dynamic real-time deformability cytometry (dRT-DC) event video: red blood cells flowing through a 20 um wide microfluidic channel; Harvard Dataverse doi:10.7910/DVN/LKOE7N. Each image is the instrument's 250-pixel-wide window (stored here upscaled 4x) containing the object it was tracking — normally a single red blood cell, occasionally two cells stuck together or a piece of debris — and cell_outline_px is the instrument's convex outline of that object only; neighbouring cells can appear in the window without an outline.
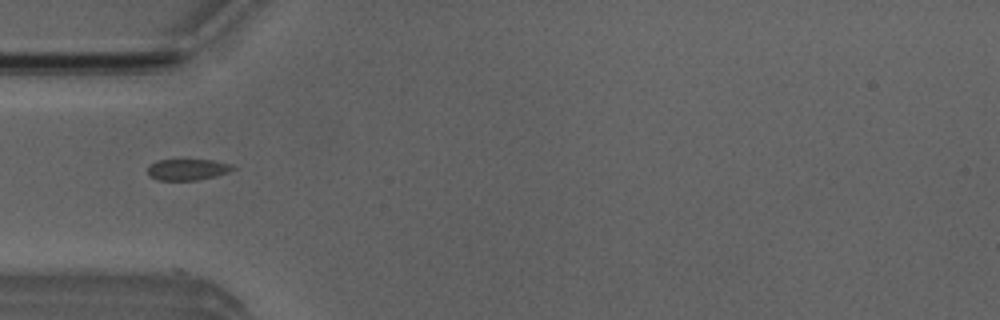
{"species": "Egyptian fruit bat (a non-hibernating species)", "species_latin": "Rousettus aegyptiacus", "temperature_condition": "room temperature", "stored_images_in_passage": 34, "camera_frame_rate_fps": 3000, "um_per_image_px": 0.085, "animal": {"sex": "male"}, "frame": {"image": 1, "passage_image": 1, "time_ms": 0.0, "image_size_px": [1000, 320], "cell_outline_px": [[236, 168], [228, 172], [216, 176], [200, 180], [156, 180], [148, 172], [148, 164], [156, 160], [212, 160], [232, 164]], "centroid_in_image_um": [15.95, 14.41], "position_along_channel_um": 69.1, "area_um2": 10.58}}
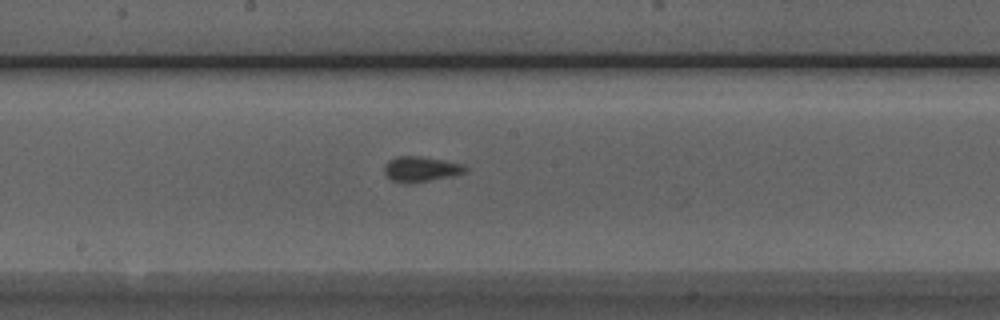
{"frame": {"image": 2, "passage_image": 12, "time_ms": 3.667, "image_size_px": [1000, 320], "cell_outline_px": [[468, 172], [452, 176], [408, 184], [404, 184], [392, 180], [384, 172], [384, 164], [388, 160], [396, 156], [420, 156], [464, 164], [468, 168]], "centroid_in_image_um": [35.78, 14.37], "position_along_channel_um": 212.4, "area_um2": 12.08}}
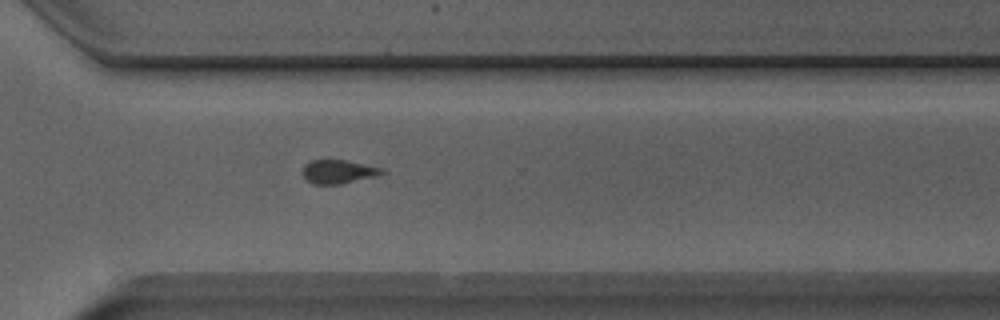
{"frame": {"image": 3, "passage_image": 22, "time_ms": 7.0, "image_size_px": [1000, 320], "cell_outline_px": [[384, 172], [376, 176], [340, 184], [312, 184], [304, 176], [304, 164], [312, 160], [344, 160], [384, 168]], "centroid_in_image_um": [28.77, 14.59], "position_along_channel_um": 341.8, "area_um2": 10.75}}